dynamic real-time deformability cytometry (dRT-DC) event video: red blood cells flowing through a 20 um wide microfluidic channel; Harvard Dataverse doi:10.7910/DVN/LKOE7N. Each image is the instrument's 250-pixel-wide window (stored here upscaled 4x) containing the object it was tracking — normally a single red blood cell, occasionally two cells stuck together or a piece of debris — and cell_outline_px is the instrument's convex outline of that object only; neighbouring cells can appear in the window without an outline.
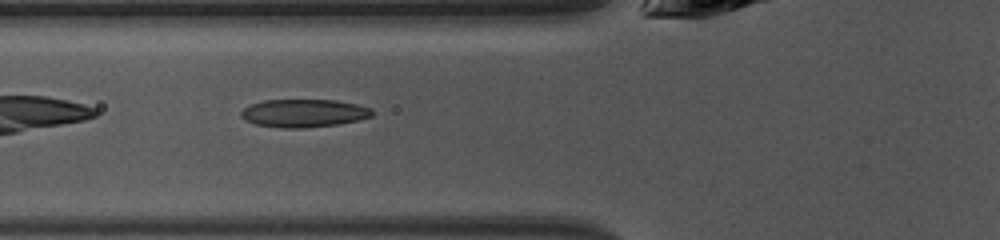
{"species": "common noctule bat (a hibernating species)", "species_latin": "Nyctalus noctula", "temperature_condition": "warm", "stored_images_in_passage": 33, "camera_frame_rate_fps": 3000, "um_per_image_px": 0.085, "animal": {"sex": "female", "body_mass_g": 10.0, "forearm_length_mm": 53.1}, "frame": {"image": 1, "passage_image": 4, "time_ms": 1.0, "image_size_px": [1000, 240], "cell_outline_px": [[372, 116], [340, 124], [304, 128], [280, 128], [256, 124], [244, 120], [240, 116], [240, 112], [244, 108], [252, 104], [264, 100], [336, 100], [356, 104], [372, 108]], "centroid_in_image_um": [25.8, 9.62], "position_along_channel_um": 100.0, "area_um2": 21.39}}
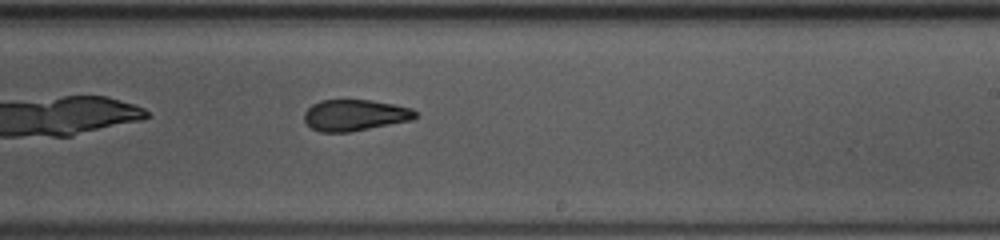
{"frame": {"image": 2, "passage_image": 15, "time_ms": 4.667, "image_size_px": [1000, 240], "cell_outline_px": [[416, 116], [412, 120], [348, 132], [320, 132], [312, 128], [304, 120], [304, 112], [312, 104], [320, 100], [372, 100], [412, 108], [416, 112]], "centroid_in_image_um": [30.14, 9.78], "position_along_channel_um": 258.9, "area_um2": 20.11}}
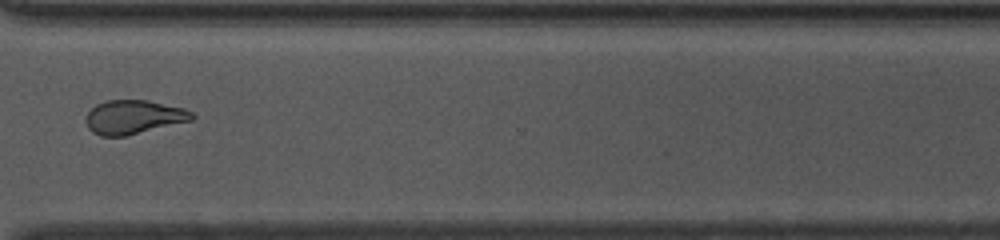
{"frame": {"image": 3, "passage_image": 22, "time_ms": 7.0, "image_size_px": [1000, 240], "cell_outline_px": [[196, 116], [192, 120], [124, 136], [100, 136], [92, 132], [88, 128], [84, 120], [88, 112], [96, 104], [108, 100], [148, 100], [184, 108], [192, 112]], "centroid_in_image_um": [11.33, 9.94], "position_along_channel_um": 359.3, "area_um2": 20.92}, "authors_computed_cell_mechanics": {"area_um2": 21.1548, "velocity_mm_per_s": 4.3147, "shape_relaxation_time_tau1_ms": 8.3765, "shape_relaxation_time_tau2_ms": 2.0209, "deformation_change_tau1": 0.1983, "deformation_change_tau2": 0.0925}}